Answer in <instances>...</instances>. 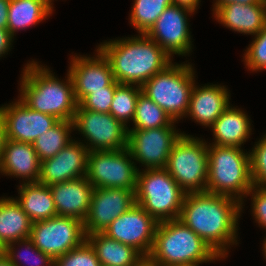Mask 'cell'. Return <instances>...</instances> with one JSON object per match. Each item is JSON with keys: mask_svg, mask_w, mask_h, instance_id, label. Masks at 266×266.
Masks as SVG:
<instances>
[{"mask_svg": "<svg viewBox=\"0 0 266 266\" xmlns=\"http://www.w3.org/2000/svg\"><path fill=\"white\" fill-rule=\"evenodd\" d=\"M109 60L114 80L142 86L169 64L170 56L146 34L104 42L98 48Z\"/></svg>", "mask_w": 266, "mask_h": 266, "instance_id": "cell-2", "label": "cell"}, {"mask_svg": "<svg viewBox=\"0 0 266 266\" xmlns=\"http://www.w3.org/2000/svg\"><path fill=\"white\" fill-rule=\"evenodd\" d=\"M41 162L32 143L7 139L0 159V171L39 182Z\"/></svg>", "mask_w": 266, "mask_h": 266, "instance_id": "cell-20", "label": "cell"}, {"mask_svg": "<svg viewBox=\"0 0 266 266\" xmlns=\"http://www.w3.org/2000/svg\"><path fill=\"white\" fill-rule=\"evenodd\" d=\"M135 191L124 188H94L88 214L83 222L85 235L99 233L134 204Z\"/></svg>", "mask_w": 266, "mask_h": 266, "instance_id": "cell-14", "label": "cell"}, {"mask_svg": "<svg viewBox=\"0 0 266 266\" xmlns=\"http://www.w3.org/2000/svg\"><path fill=\"white\" fill-rule=\"evenodd\" d=\"M263 0H216L214 5V12L222 5L231 4V3H239V4H258Z\"/></svg>", "mask_w": 266, "mask_h": 266, "instance_id": "cell-40", "label": "cell"}, {"mask_svg": "<svg viewBox=\"0 0 266 266\" xmlns=\"http://www.w3.org/2000/svg\"><path fill=\"white\" fill-rule=\"evenodd\" d=\"M86 240L95 250L101 266H147V259L138 250L103 232L88 234Z\"/></svg>", "mask_w": 266, "mask_h": 266, "instance_id": "cell-23", "label": "cell"}, {"mask_svg": "<svg viewBox=\"0 0 266 266\" xmlns=\"http://www.w3.org/2000/svg\"><path fill=\"white\" fill-rule=\"evenodd\" d=\"M193 12L187 7L173 4L163 11L146 35L170 57L172 54L185 55L191 50L186 15Z\"/></svg>", "mask_w": 266, "mask_h": 266, "instance_id": "cell-15", "label": "cell"}, {"mask_svg": "<svg viewBox=\"0 0 266 266\" xmlns=\"http://www.w3.org/2000/svg\"><path fill=\"white\" fill-rule=\"evenodd\" d=\"M247 49L244 58L248 69H266V24Z\"/></svg>", "mask_w": 266, "mask_h": 266, "instance_id": "cell-34", "label": "cell"}, {"mask_svg": "<svg viewBox=\"0 0 266 266\" xmlns=\"http://www.w3.org/2000/svg\"><path fill=\"white\" fill-rule=\"evenodd\" d=\"M194 73L189 64H169L142 86V93L161 107L173 121L183 117L189 107L194 87Z\"/></svg>", "mask_w": 266, "mask_h": 266, "instance_id": "cell-7", "label": "cell"}, {"mask_svg": "<svg viewBox=\"0 0 266 266\" xmlns=\"http://www.w3.org/2000/svg\"><path fill=\"white\" fill-rule=\"evenodd\" d=\"M229 106V94L224 86L194 85L186 113L204 126H211Z\"/></svg>", "mask_w": 266, "mask_h": 266, "instance_id": "cell-21", "label": "cell"}, {"mask_svg": "<svg viewBox=\"0 0 266 266\" xmlns=\"http://www.w3.org/2000/svg\"><path fill=\"white\" fill-rule=\"evenodd\" d=\"M67 78L66 83L60 82L47 68L32 61L22 75L20 99L33 110L73 121L78 103L71 75Z\"/></svg>", "mask_w": 266, "mask_h": 266, "instance_id": "cell-3", "label": "cell"}, {"mask_svg": "<svg viewBox=\"0 0 266 266\" xmlns=\"http://www.w3.org/2000/svg\"><path fill=\"white\" fill-rule=\"evenodd\" d=\"M142 92L140 86L116 83L110 114L120 121L124 126L131 119L133 121L139 94Z\"/></svg>", "mask_w": 266, "mask_h": 266, "instance_id": "cell-31", "label": "cell"}, {"mask_svg": "<svg viewBox=\"0 0 266 266\" xmlns=\"http://www.w3.org/2000/svg\"><path fill=\"white\" fill-rule=\"evenodd\" d=\"M158 222L140 205L134 204L118 216L103 233L138 250L146 259L154 245Z\"/></svg>", "mask_w": 266, "mask_h": 266, "instance_id": "cell-13", "label": "cell"}, {"mask_svg": "<svg viewBox=\"0 0 266 266\" xmlns=\"http://www.w3.org/2000/svg\"><path fill=\"white\" fill-rule=\"evenodd\" d=\"M173 125L145 130L128 129L127 149L132 159L141 162L147 169L165 168L174 144L182 135Z\"/></svg>", "mask_w": 266, "mask_h": 266, "instance_id": "cell-12", "label": "cell"}, {"mask_svg": "<svg viewBox=\"0 0 266 266\" xmlns=\"http://www.w3.org/2000/svg\"><path fill=\"white\" fill-rule=\"evenodd\" d=\"M57 215L74 217L84 222L94 187L87 177H80L49 186Z\"/></svg>", "mask_w": 266, "mask_h": 266, "instance_id": "cell-19", "label": "cell"}, {"mask_svg": "<svg viewBox=\"0 0 266 266\" xmlns=\"http://www.w3.org/2000/svg\"><path fill=\"white\" fill-rule=\"evenodd\" d=\"M131 158L127 148L89 152L86 174L89 183L94 188H124L135 191L139 169L131 162Z\"/></svg>", "mask_w": 266, "mask_h": 266, "instance_id": "cell-9", "label": "cell"}, {"mask_svg": "<svg viewBox=\"0 0 266 266\" xmlns=\"http://www.w3.org/2000/svg\"><path fill=\"white\" fill-rule=\"evenodd\" d=\"M174 5L183 6L195 11L199 5V0H172Z\"/></svg>", "mask_w": 266, "mask_h": 266, "instance_id": "cell-42", "label": "cell"}, {"mask_svg": "<svg viewBox=\"0 0 266 266\" xmlns=\"http://www.w3.org/2000/svg\"><path fill=\"white\" fill-rule=\"evenodd\" d=\"M251 193L253 198L252 205L255 220L259 223V225L266 228V188L254 185L248 192V195Z\"/></svg>", "mask_w": 266, "mask_h": 266, "instance_id": "cell-37", "label": "cell"}, {"mask_svg": "<svg viewBox=\"0 0 266 266\" xmlns=\"http://www.w3.org/2000/svg\"><path fill=\"white\" fill-rule=\"evenodd\" d=\"M73 127V121L59 120L52 128L34 141L33 146L40 162L54 157L72 141L69 138V132Z\"/></svg>", "mask_w": 266, "mask_h": 266, "instance_id": "cell-28", "label": "cell"}, {"mask_svg": "<svg viewBox=\"0 0 266 266\" xmlns=\"http://www.w3.org/2000/svg\"><path fill=\"white\" fill-rule=\"evenodd\" d=\"M115 90H98L87 95L79 105L86 110L100 113H110Z\"/></svg>", "mask_w": 266, "mask_h": 266, "instance_id": "cell-36", "label": "cell"}, {"mask_svg": "<svg viewBox=\"0 0 266 266\" xmlns=\"http://www.w3.org/2000/svg\"><path fill=\"white\" fill-rule=\"evenodd\" d=\"M52 266H101L96 252L85 240L79 247L54 259Z\"/></svg>", "mask_w": 266, "mask_h": 266, "instance_id": "cell-32", "label": "cell"}, {"mask_svg": "<svg viewBox=\"0 0 266 266\" xmlns=\"http://www.w3.org/2000/svg\"><path fill=\"white\" fill-rule=\"evenodd\" d=\"M96 58L73 57L68 73L71 75L74 94L79 104L87 95L98 90H115L112 68L109 60L97 49Z\"/></svg>", "mask_w": 266, "mask_h": 266, "instance_id": "cell-17", "label": "cell"}, {"mask_svg": "<svg viewBox=\"0 0 266 266\" xmlns=\"http://www.w3.org/2000/svg\"><path fill=\"white\" fill-rule=\"evenodd\" d=\"M0 266H14L9 259L5 256V254L0 256Z\"/></svg>", "mask_w": 266, "mask_h": 266, "instance_id": "cell-43", "label": "cell"}, {"mask_svg": "<svg viewBox=\"0 0 266 266\" xmlns=\"http://www.w3.org/2000/svg\"><path fill=\"white\" fill-rule=\"evenodd\" d=\"M12 39L13 36L7 29H0V57L10 49Z\"/></svg>", "mask_w": 266, "mask_h": 266, "instance_id": "cell-38", "label": "cell"}, {"mask_svg": "<svg viewBox=\"0 0 266 266\" xmlns=\"http://www.w3.org/2000/svg\"><path fill=\"white\" fill-rule=\"evenodd\" d=\"M73 124L90 142L89 152L127 148L128 127L110 113L93 112L78 104Z\"/></svg>", "mask_w": 266, "mask_h": 266, "instance_id": "cell-11", "label": "cell"}, {"mask_svg": "<svg viewBox=\"0 0 266 266\" xmlns=\"http://www.w3.org/2000/svg\"><path fill=\"white\" fill-rule=\"evenodd\" d=\"M211 146L208 145L206 192L228 196L242 204V196L254 186L250 154H245L239 147Z\"/></svg>", "mask_w": 266, "mask_h": 266, "instance_id": "cell-5", "label": "cell"}, {"mask_svg": "<svg viewBox=\"0 0 266 266\" xmlns=\"http://www.w3.org/2000/svg\"><path fill=\"white\" fill-rule=\"evenodd\" d=\"M215 144L217 146H234L241 148V145L250 135V121L244 111L231 108L230 105L224 110L220 117L211 125Z\"/></svg>", "mask_w": 266, "mask_h": 266, "instance_id": "cell-24", "label": "cell"}, {"mask_svg": "<svg viewBox=\"0 0 266 266\" xmlns=\"http://www.w3.org/2000/svg\"><path fill=\"white\" fill-rule=\"evenodd\" d=\"M165 169L186 193L206 192L207 144L182 134L172 148Z\"/></svg>", "mask_w": 266, "mask_h": 266, "instance_id": "cell-8", "label": "cell"}, {"mask_svg": "<svg viewBox=\"0 0 266 266\" xmlns=\"http://www.w3.org/2000/svg\"><path fill=\"white\" fill-rule=\"evenodd\" d=\"M4 249H5V247H4L3 244L0 242V256L4 254Z\"/></svg>", "mask_w": 266, "mask_h": 266, "instance_id": "cell-44", "label": "cell"}, {"mask_svg": "<svg viewBox=\"0 0 266 266\" xmlns=\"http://www.w3.org/2000/svg\"><path fill=\"white\" fill-rule=\"evenodd\" d=\"M172 5V0H135L130 16L131 24L140 34H146L163 11Z\"/></svg>", "mask_w": 266, "mask_h": 266, "instance_id": "cell-30", "label": "cell"}, {"mask_svg": "<svg viewBox=\"0 0 266 266\" xmlns=\"http://www.w3.org/2000/svg\"><path fill=\"white\" fill-rule=\"evenodd\" d=\"M88 154L87 145L72 140L54 157L41 162L39 182L50 186L85 177Z\"/></svg>", "mask_w": 266, "mask_h": 266, "instance_id": "cell-18", "label": "cell"}, {"mask_svg": "<svg viewBox=\"0 0 266 266\" xmlns=\"http://www.w3.org/2000/svg\"><path fill=\"white\" fill-rule=\"evenodd\" d=\"M185 195L165 168L138 170L136 204L158 223L179 218Z\"/></svg>", "mask_w": 266, "mask_h": 266, "instance_id": "cell-6", "label": "cell"}, {"mask_svg": "<svg viewBox=\"0 0 266 266\" xmlns=\"http://www.w3.org/2000/svg\"><path fill=\"white\" fill-rule=\"evenodd\" d=\"M7 139L34 143V141L59 120L54 116L29 108L21 99L14 104L0 107Z\"/></svg>", "mask_w": 266, "mask_h": 266, "instance_id": "cell-16", "label": "cell"}, {"mask_svg": "<svg viewBox=\"0 0 266 266\" xmlns=\"http://www.w3.org/2000/svg\"><path fill=\"white\" fill-rule=\"evenodd\" d=\"M242 204L234 198L208 192L186 193L178 218L224 258L228 244L237 242Z\"/></svg>", "mask_w": 266, "mask_h": 266, "instance_id": "cell-1", "label": "cell"}, {"mask_svg": "<svg viewBox=\"0 0 266 266\" xmlns=\"http://www.w3.org/2000/svg\"><path fill=\"white\" fill-rule=\"evenodd\" d=\"M249 154L253 184L266 188V134Z\"/></svg>", "mask_w": 266, "mask_h": 266, "instance_id": "cell-33", "label": "cell"}, {"mask_svg": "<svg viewBox=\"0 0 266 266\" xmlns=\"http://www.w3.org/2000/svg\"><path fill=\"white\" fill-rule=\"evenodd\" d=\"M215 17L226 27L244 34H259L266 24V1L258 4L231 3L220 6Z\"/></svg>", "mask_w": 266, "mask_h": 266, "instance_id": "cell-22", "label": "cell"}, {"mask_svg": "<svg viewBox=\"0 0 266 266\" xmlns=\"http://www.w3.org/2000/svg\"><path fill=\"white\" fill-rule=\"evenodd\" d=\"M217 258L202 238L176 219L157 224L147 266H198Z\"/></svg>", "mask_w": 266, "mask_h": 266, "instance_id": "cell-4", "label": "cell"}, {"mask_svg": "<svg viewBox=\"0 0 266 266\" xmlns=\"http://www.w3.org/2000/svg\"><path fill=\"white\" fill-rule=\"evenodd\" d=\"M10 0H0V29H7Z\"/></svg>", "mask_w": 266, "mask_h": 266, "instance_id": "cell-39", "label": "cell"}, {"mask_svg": "<svg viewBox=\"0 0 266 266\" xmlns=\"http://www.w3.org/2000/svg\"><path fill=\"white\" fill-rule=\"evenodd\" d=\"M133 123L135 127L130 130L166 127L174 121L161 107L141 92L138 96Z\"/></svg>", "mask_w": 266, "mask_h": 266, "instance_id": "cell-29", "label": "cell"}, {"mask_svg": "<svg viewBox=\"0 0 266 266\" xmlns=\"http://www.w3.org/2000/svg\"><path fill=\"white\" fill-rule=\"evenodd\" d=\"M7 141V133L2 116L0 115V159Z\"/></svg>", "mask_w": 266, "mask_h": 266, "instance_id": "cell-41", "label": "cell"}, {"mask_svg": "<svg viewBox=\"0 0 266 266\" xmlns=\"http://www.w3.org/2000/svg\"><path fill=\"white\" fill-rule=\"evenodd\" d=\"M17 242H20V244H25V246H27V250L26 251H30L33 250L35 251V266H39V263H44V264H48V266H52V264L54 263V260L48 255V254H45L44 252L40 251L33 243V241L30 239V238H27V239H23V240H20V241H17ZM13 243H10L8 245L5 246V249H4V254L5 256L9 259V261L14 265V266H21L18 264V261H17V258L19 257V259H23L24 261H28L29 258L27 255H29L27 252V254H24V256L22 255H19L16 254L14 251V247H13ZM16 254V255H15ZM31 255V254H30ZM32 256V255H31ZM29 256V257H31ZM38 257V258H37ZM32 259V262L34 261ZM40 260V261H38ZM32 266V265H30Z\"/></svg>", "mask_w": 266, "mask_h": 266, "instance_id": "cell-35", "label": "cell"}, {"mask_svg": "<svg viewBox=\"0 0 266 266\" xmlns=\"http://www.w3.org/2000/svg\"><path fill=\"white\" fill-rule=\"evenodd\" d=\"M263 245H264V246H263V247H264V248H263V249H264L263 251H264V253H265L264 255H265V258H266V239H265V241H264V244H263Z\"/></svg>", "mask_w": 266, "mask_h": 266, "instance_id": "cell-45", "label": "cell"}, {"mask_svg": "<svg viewBox=\"0 0 266 266\" xmlns=\"http://www.w3.org/2000/svg\"><path fill=\"white\" fill-rule=\"evenodd\" d=\"M31 225L28 215L14 198L0 199V242L4 247L30 238Z\"/></svg>", "mask_w": 266, "mask_h": 266, "instance_id": "cell-26", "label": "cell"}, {"mask_svg": "<svg viewBox=\"0 0 266 266\" xmlns=\"http://www.w3.org/2000/svg\"><path fill=\"white\" fill-rule=\"evenodd\" d=\"M30 239L34 245L53 260L71 249L79 247L85 240L83 222L77 218L56 215L31 225Z\"/></svg>", "mask_w": 266, "mask_h": 266, "instance_id": "cell-10", "label": "cell"}, {"mask_svg": "<svg viewBox=\"0 0 266 266\" xmlns=\"http://www.w3.org/2000/svg\"><path fill=\"white\" fill-rule=\"evenodd\" d=\"M20 197L16 201L32 223L47 220L57 215L51 189L40 182H24L19 187Z\"/></svg>", "mask_w": 266, "mask_h": 266, "instance_id": "cell-25", "label": "cell"}, {"mask_svg": "<svg viewBox=\"0 0 266 266\" xmlns=\"http://www.w3.org/2000/svg\"><path fill=\"white\" fill-rule=\"evenodd\" d=\"M49 0H10L7 30L12 36L15 31L37 24L52 13Z\"/></svg>", "mask_w": 266, "mask_h": 266, "instance_id": "cell-27", "label": "cell"}]
</instances>
